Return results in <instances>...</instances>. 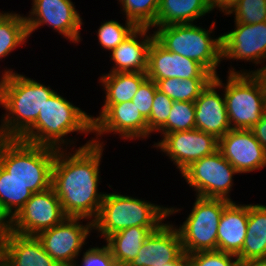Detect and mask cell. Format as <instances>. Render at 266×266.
<instances>
[{"mask_svg":"<svg viewBox=\"0 0 266 266\" xmlns=\"http://www.w3.org/2000/svg\"><path fill=\"white\" fill-rule=\"evenodd\" d=\"M83 221L88 222L83 225ZM91 232L93 221L82 217H66L56 226L39 232L36 237L54 261L73 266L79 260Z\"/></svg>","mask_w":266,"mask_h":266,"instance_id":"cell-10","label":"cell"},{"mask_svg":"<svg viewBox=\"0 0 266 266\" xmlns=\"http://www.w3.org/2000/svg\"><path fill=\"white\" fill-rule=\"evenodd\" d=\"M226 83L218 74L213 79L224 93L231 129H251L266 112L261 82L254 73H228Z\"/></svg>","mask_w":266,"mask_h":266,"instance_id":"cell-7","label":"cell"},{"mask_svg":"<svg viewBox=\"0 0 266 266\" xmlns=\"http://www.w3.org/2000/svg\"><path fill=\"white\" fill-rule=\"evenodd\" d=\"M228 73H254L256 77L259 79V81L262 84L263 90H264V97L266 101V64L260 68H257L256 70H247V69H241L240 71L230 66L228 69Z\"/></svg>","mask_w":266,"mask_h":266,"instance_id":"cell-39","label":"cell"},{"mask_svg":"<svg viewBox=\"0 0 266 266\" xmlns=\"http://www.w3.org/2000/svg\"><path fill=\"white\" fill-rule=\"evenodd\" d=\"M177 207H164L150 201L121 193H106L93 230L105 241L110 235L130 227H160L166 217L180 212Z\"/></svg>","mask_w":266,"mask_h":266,"instance_id":"cell-4","label":"cell"},{"mask_svg":"<svg viewBox=\"0 0 266 266\" xmlns=\"http://www.w3.org/2000/svg\"><path fill=\"white\" fill-rule=\"evenodd\" d=\"M212 11L219 10L226 15L239 0H208Z\"/></svg>","mask_w":266,"mask_h":266,"instance_id":"cell-41","label":"cell"},{"mask_svg":"<svg viewBox=\"0 0 266 266\" xmlns=\"http://www.w3.org/2000/svg\"><path fill=\"white\" fill-rule=\"evenodd\" d=\"M57 149L32 144L19 138H0V166L33 193L51 187Z\"/></svg>","mask_w":266,"mask_h":266,"instance_id":"cell-5","label":"cell"},{"mask_svg":"<svg viewBox=\"0 0 266 266\" xmlns=\"http://www.w3.org/2000/svg\"><path fill=\"white\" fill-rule=\"evenodd\" d=\"M248 204L230 202L223 210L217 233V250L238 255L246 238Z\"/></svg>","mask_w":266,"mask_h":266,"instance_id":"cell-22","label":"cell"},{"mask_svg":"<svg viewBox=\"0 0 266 266\" xmlns=\"http://www.w3.org/2000/svg\"><path fill=\"white\" fill-rule=\"evenodd\" d=\"M212 13L208 0H160L153 27L172 24H193L206 14Z\"/></svg>","mask_w":266,"mask_h":266,"instance_id":"cell-24","label":"cell"},{"mask_svg":"<svg viewBox=\"0 0 266 266\" xmlns=\"http://www.w3.org/2000/svg\"><path fill=\"white\" fill-rule=\"evenodd\" d=\"M152 266H188L187 254L183 253L176 261L168 263H155Z\"/></svg>","mask_w":266,"mask_h":266,"instance_id":"cell-42","label":"cell"},{"mask_svg":"<svg viewBox=\"0 0 266 266\" xmlns=\"http://www.w3.org/2000/svg\"><path fill=\"white\" fill-rule=\"evenodd\" d=\"M124 18L136 27L152 28L156 24V17L160 0H117ZM122 8V9H121Z\"/></svg>","mask_w":266,"mask_h":266,"instance_id":"cell-30","label":"cell"},{"mask_svg":"<svg viewBox=\"0 0 266 266\" xmlns=\"http://www.w3.org/2000/svg\"><path fill=\"white\" fill-rule=\"evenodd\" d=\"M215 23L212 21L209 30L193 23L152 27L151 32L166 50L197 61L215 77L222 61V34L216 38L212 34Z\"/></svg>","mask_w":266,"mask_h":266,"instance_id":"cell-6","label":"cell"},{"mask_svg":"<svg viewBox=\"0 0 266 266\" xmlns=\"http://www.w3.org/2000/svg\"><path fill=\"white\" fill-rule=\"evenodd\" d=\"M192 210L183 224L176 226L185 254L217 250L220 217L230 203L224 199L195 196Z\"/></svg>","mask_w":266,"mask_h":266,"instance_id":"cell-8","label":"cell"},{"mask_svg":"<svg viewBox=\"0 0 266 266\" xmlns=\"http://www.w3.org/2000/svg\"><path fill=\"white\" fill-rule=\"evenodd\" d=\"M195 128V103L188 101H173L167 122L156 132L162 138L173 132H183Z\"/></svg>","mask_w":266,"mask_h":266,"instance_id":"cell-31","label":"cell"},{"mask_svg":"<svg viewBox=\"0 0 266 266\" xmlns=\"http://www.w3.org/2000/svg\"><path fill=\"white\" fill-rule=\"evenodd\" d=\"M0 266H7V265L0 259Z\"/></svg>","mask_w":266,"mask_h":266,"instance_id":"cell-44","label":"cell"},{"mask_svg":"<svg viewBox=\"0 0 266 266\" xmlns=\"http://www.w3.org/2000/svg\"><path fill=\"white\" fill-rule=\"evenodd\" d=\"M173 100L160 90H156L150 117L147 120L148 138L155 134L166 122L170 115ZM155 132V133H154Z\"/></svg>","mask_w":266,"mask_h":266,"instance_id":"cell-34","label":"cell"},{"mask_svg":"<svg viewBox=\"0 0 266 266\" xmlns=\"http://www.w3.org/2000/svg\"><path fill=\"white\" fill-rule=\"evenodd\" d=\"M11 232V219L3 211L0 205V245Z\"/></svg>","mask_w":266,"mask_h":266,"instance_id":"cell-40","label":"cell"},{"mask_svg":"<svg viewBox=\"0 0 266 266\" xmlns=\"http://www.w3.org/2000/svg\"><path fill=\"white\" fill-rule=\"evenodd\" d=\"M234 29L222 35V62H251L259 67L266 61V21L256 24L234 22ZM263 63V64H262Z\"/></svg>","mask_w":266,"mask_h":266,"instance_id":"cell-15","label":"cell"},{"mask_svg":"<svg viewBox=\"0 0 266 266\" xmlns=\"http://www.w3.org/2000/svg\"><path fill=\"white\" fill-rule=\"evenodd\" d=\"M81 265L76 260L73 266H119L112 256L110 248L105 244L101 247L93 246L82 253Z\"/></svg>","mask_w":266,"mask_h":266,"instance_id":"cell-36","label":"cell"},{"mask_svg":"<svg viewBox=\"0 0 266 266\" xmlns=\"http://www.w3.org/2000/svg\"><path fill=\"white\" fill-rule=\"evenodd\" d=\"M220 90L222 91L221 86L212 79L194 101L195 129L212 134L217 139L231 130L224 93Z\"/></svg>","mask_w":266,"mask_h":266,"instance_id":"cell-18","label":"cell"},{"mask_svg":"<svg viewBox=\"0 0 266 266\" xmlns=\"http://www.w3.org/2000/svg\"><path fill=\"white\" fill-rule=\"evenodd\" d=\"M32 8L25 16L29 37L39 27L47 25L70 43L82 41V16L72 0H32Z\"/></svg>","mask_w":266,"mask_h":266,"instance_id":"cell-11","label":"cell"},{"mask_svg":"<svg viewBox=\"0 0 266 266\" xmlns=\"http://www.w3.org/2000/svg\"><path fill=\"white\" fill-rule=\"evenodd\" d=\"M234 15V22L256 24L266 21V0H239L226 14Z\"/></svg>","mask_w":266,"mask_h":266,"instance_id":"cell-33","label":"cell"},{"mask_svg":"<svg viewBox=\"0 0 266 266\" xmlns=\"http://www.w3.org/2000/svg\"><path fill=\"white\" fill-rule=\"evenodd\" d=\"M32 195L33 192L24 183L13 179L0 166V205L11 220Z\"/></svg>","mask_w":266,"mask_h":266,"instance_id":"cell-28","label":"cell"},{"mask_svg":"<svg viewBox=\"0 0 266 266\" xmlns=\"http://www.w3.org/2000/svg\"><path fill=\"white\" fill-rule=\"evenodd\" d=\"M67 216L52 187L33 193L24 207L11 220V231L25 236H36L39 232L61 223Z\"/></svg>","mask_w":266,"mask_h":266,"instance_id":"cell-13","label":"cell"},{"mask_svg":"<svg viewBox=\"0 0 266 266\" xmlns=\"http://www.w3.org/2000/svg\"><path fill=\"white\" fill-rule=\"evenodd\" d=\"M23 15L13 10L0 11V61L28 42L29 34Z\"/></svg>","mask_w":266,"mask_h":266,"instance_id":"cell-27","label":"cell"},{"mask_svg":"<svg viewBox=\"0 0 266 266\" xmlns=\"http://www.w3.org/2000/svg\"><path fill=\"white\" fill-rule=\"evenodd\" d=\"M99 84L105 93L104 104H118L132 101L141 83L147 78L146 73L118 72L104 73L99 77Z\"/></svg>","mask_w":266,"mask_h":266,"instance_id":"cell-26","label":"cell"},{"mask_svg":"<svg viewBox=\"0 0 266 266\" xmlns=\"http://www.w3.org/2000/svg\"><path fill=\"white\" fill-rule=\"evenodd\" d=\"M153 148L160 149L182 173L193 162L218 150L219 139L198 129L166 134Z\"/></svg>","mask_w":266,"mask_h":266,"instance_id":"cell-14","label":"cell"},{"mask_svg":"<svg viewBox=\"0 0 266 266\" xmlns=\"http://www.w3.org/2000/svg\"><path fill=\"white\" fill-rule=\"evenodd\" d=\"M159 227H130L110 235L105 244L119 266H127L138 254L146 238Z\"/></svg>","mask_w":266,"mask_h":266,"instance_id":"cell-25","label":"cell"},{"mask_svg":"<svg viewBox=\"0 0 266 266\" xmlns=\"http://www.w3.org/2000/svg\"><path fill=\"white\" fill-rule=\"evenodd\" d=\"M239 172L217 150L193 162L181 176L195 191V196L224 199L234 202L230 195L234 185V175Z\"/></svg>","mask_w":266,"mask_h":266,"instance_id":"cell-9","label":"cell"},{"mask_svg":"<svg viewBox=\"0 0 266 266\" xmlns=\"http://www.w3.org/2000/svg\"><path fill=\"white\" fill-rule=\"evenodd\" d=\"M88 114L56 91L45 102L36 122L19 139L57 150L69 149L71 145L74 149L76 138L68 139V134L93 133L92 115Z\"/></svg>","mask_w":266,"mask_h":266,"instance_id":"cell-3","label":"cell"},{"mask_svg":"<svg viewBox=\"0 0 266 266\" xmlns=\"http://www.w3.org/2000/svg\"><path fill=\"white\" fill-rule=\"evenodd\" d=\"M218 150L240 174L266 167V150L250 129L229 130L219 139Z\"/></svg>","mask_w":266,"mask_h":266,"instance_id":"cell-16","label":"cell"},{"mask_svg":"<svg viewBox=\"0 0 266 266\" xmlns=\"http://www.w3.org/2000/svg\"><path fill=\"white\" fill-rule=\"evenodd\" d=\"M93 143L104 145L103 135L118 134L122 140L148 139L147 120L132 101L118 104H103L97 117L91 116ZM101 137V138H100Z\"/></svg>","mask_w":266,"mask_h":266,"instance_id":"cell-12","label":"cell"},{"mask_svg":"<svg viewBox=\"0 0 266 266\" xmlns=\"http://www.w3.org/2000/svg\"><path fill=\"white\" fill-rule=\"evenodd\" d=\"M104 147L91 139L77 149L70 148L71 152L68 149L57 150L51 187L67 217H82L91 221L97 217L105 196L98 189Z\"/></svg>","mask_w":266,"mask_h":266,"instance_id":"cell-1","label":"cell"},{"mask_svg":"<svg viewBox=\"0 0 266 266\" xmlns=\"http://www.w3.org/2000/svg\"><path fill=\"white\" fill-rule=\"evenodd\" d=\"M146 74L155 83L167 78H214L197 61L166 50L155 39L149 47Z\"/></svg>","mask_w":266,"mask_h":266,"instance_id":"cell-17","label":"cell"},{"mask_svg":"<svg viewBox=\"0 0 266 266\" xmlns=\"http://www.w3.org/2000/svg\"><path fill=\"white\" fill-rule=\"evenodd\" d=\"M150 30L152 29L137 27L109 53V58L114 63L109 72H147L148 51L155 39L154 32L151 33Z\"/></svg>","mask_w":266,"mask_h":266,"instance_id":"cell-20","label":"cell"},{"mask_svg":"<svg viewBox=\"0 0 266 266\" xmlns=\"http://www.w3.org/2000/svg\"><path fill=\"white\" fill-rule=\"evenodd\" d=\"M137 27L127 19L125 24L116 20H106L101 23L96 31L98 44L105 51H112L122 43Z\"/></svg>","mask_w":266,"mask_h":266,"instance_id":"cell-32","label":"cell"},{"mask_svg":"<svg viewBox=\"0 0 266 266\" xmlns=\"http://www.w3.org/2000/svg\"><path fill=\"white\" fill-rule=\"evenodd\" d=\"M237 258L241 265L253 260H266V205L248 204L246 238Z\"/></svg>","mask_w":266,"mask_h":266,"instance_id":"cell-23","label":"cell"},{"mask_svg":"<svg viewBox=\"0 0 266 266\" xmlns=\"http://www.w3.org/2000/svg\"><path fill=\"white\" fill-rule=\"evenodd\" d=\"M250 131L266 150V112L262 115L261 120L255 124Z\"/></svg>","mask_w":266,"mask_h":266,"instance_id":"cell-38","label":"cell"},{"mask_svg":"<svg viewBox=\"0 0 266 266\" xmlns=\"http://www.w3.org/2000/svg\"><path fill=\"white\" fill-rule=\"evenodd\" d=\"M242 266H266V260H253L246 262Z\"/></svg>","mask_w":266,"mask_h":266,"instance_id":"cell-43","label":"cell"},{"mask_svg":"<svg viewBox=\"0 0 266 266\" xmlns=\"http://www.w3.org/2000/svg\"><path fill=\"white\" fill-rule=\"evenodd\" d=\"M157 84L146 78L138 88L137 93L132 99L133 104L137 107L141 115L148 120L150 117L152 104L157 90Z\"/></svg>","mask_w":266,"mask_h":266,"instance_id":"cell-37","label":"cell"},{"mask_svg":"<svg viewBox=\"0 0 266 266\" xmlns=\"http://www.w3.org/2000/svg\"><path fill=\"white\" fill-rule=\"evenodd\" d=\"M188 266H242L236 255L223 251H202L188 254Z\"/></svg>","mask_w":266,"mask_h":266,"instance_id":"cell-35","label":"cell"},{"mask_svg":"<svg viewBox=\"0 0 266 266\" xmlns=\"http://www.w3.org/2000/svg\"><path fill=\"white\" fill-rule=\"evenodd\" d=\"M0 77V107L6 111L0 120V138H20L56 91L12 68L6 67Z\"/></svg>","mask_w":266,"mask_h":266,"instance_id":"cell-2","label":"cell"},{"mask_svg":"<svg viewBox=\"0 0 266 266\" xmlns=\"http://www.w3.org/2000/svg\"><path fill=\"white\" fill-rule=\"evenodd\" d=\"M184 253L179 232L174 224L163 223L151 232L137 256L127 266H152L176 261Z\"/></svg>","mask_w":266,"mask_h":266,"instance_id":"cell-19","label":"cell"},{"mask_svg":"<svg viewBox=\"0 0 266 266\" xmlns=\"http://www.w3.org/2000/svg\"><path fill=\"white\" fill-rule=\"evenodd\" d=\"M0 259L7 266H64L45 252L36 236L12 231L0 245Z\"/></svg>","mask_w":266,"mask_h":266,"instance_id":"cell-21","label":"cell"},{"mask_svg":"<svg viewBox=\"0 0 266 266\" xmlns=\"http://www.w3.org/2000/svg\"><path fill=\"white\" fill-rule=\"evenodd\" d=\"M212 79L213 78H167L159 80L156 84L158 90L165 93L173 101L194 102Z\"/></svg>","mask_w":266,"mask_h":266,"instance_id":"cell-29","label":"cell"}]
</instances>
